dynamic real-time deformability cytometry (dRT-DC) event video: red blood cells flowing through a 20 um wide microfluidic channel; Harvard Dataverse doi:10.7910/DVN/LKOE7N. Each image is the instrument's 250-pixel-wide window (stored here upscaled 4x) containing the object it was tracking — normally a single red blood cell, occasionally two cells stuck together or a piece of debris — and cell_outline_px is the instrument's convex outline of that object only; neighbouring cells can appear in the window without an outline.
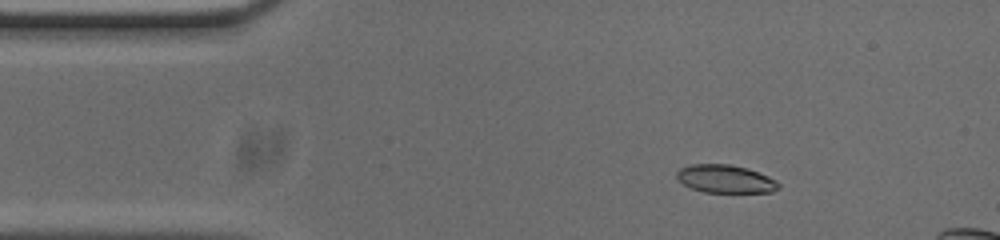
{"species": "common noctule bat (a hibernating species)", "species_latin": "Nyctalus noctula", "temperature_condition": "cold", "stored_images_in_passage": 15, "camera_frame_rate_fps": 3000, "um_per_image_px": 0.085, "animal": {"sex": "male", "body_mass_g": 20.0, "forearm_length_mm": 53.3}, "frame": {"image": 1, "passage_image": 7, "time_ms": 2.0, "image_size_px": [1000, 240], "cell_outline_px": [[780, 188], [772, 192], [704, 192], [692, 188], [684, 184], [676, 176], [676, 172], [680, 168], [692, 164], [728, 164], [744, 168], [768, 176], [776, 180], [780, 184]], "centroid_in_image_um": [61.66, 15.21], "position_along_channel_um": 23.3, "area_um2": 16.42}}